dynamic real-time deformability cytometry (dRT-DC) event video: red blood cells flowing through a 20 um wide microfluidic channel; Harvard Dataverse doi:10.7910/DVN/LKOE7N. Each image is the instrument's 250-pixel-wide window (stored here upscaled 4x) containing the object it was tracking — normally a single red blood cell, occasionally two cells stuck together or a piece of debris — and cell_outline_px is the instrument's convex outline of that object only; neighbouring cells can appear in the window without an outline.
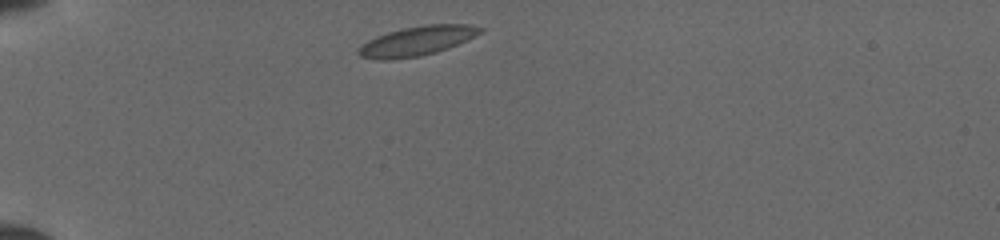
{"species": "common noctule bat (a hibernating species)", "species_latin": "Nyctalus noctula", "temperature_condition": "cold", "stored_images_in_passage": 15, "camera_frame_rate_fps": 3000, "um_per_image_px": 0.085, "animal": {"sex": "female", "body_mass_g": 19.5, "forearm_length_mm": 54.1}, "frame": {"image": 1, "passage_image": 1, "time_ms": 0.0, "image_size_px": [1000, 240], "cell_outline_px": [[484, 32], [448, 48], [436, 52], [420, 56], [388, 60], [376, 60], [360, 56], [356, 52], [368, 40], [376, 36], [388, 32], [404, 28], [424, 24], [468, 24], [484, 28]], "centroid_in_image_um": [35.46, 3.48], "position_along_channel_um": 49.5, "area_um2": 20.87}}
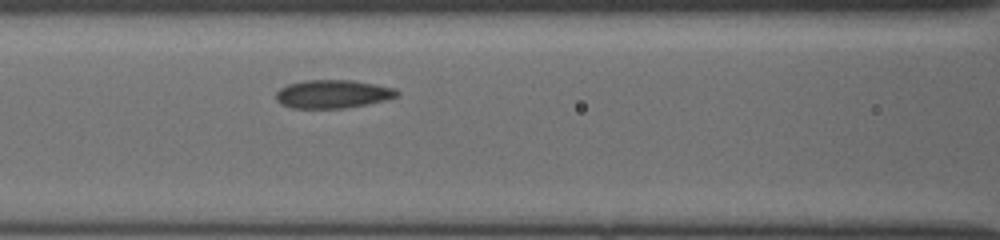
{"frame": {"image": 2, "passage_image": 9, "time_ms": 3.0, "image_size_px": [1000, 240], "cell_outline_px": [[400, 92], [396, 96], [384, 100], [368, 104], [344, 108], [292, 108], [280, 104], [276, 100], [276, 92], [280, 88], [288, 84], [304, 80], [352, 80], [376, 84], [396, 88]], "centroid_in_image_um": [28.27, 7.99], "position_along_channel_um": 138.3, "area_um2": 20.06}}
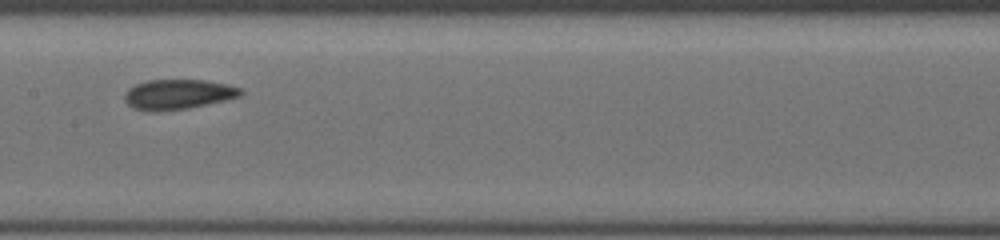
{"frame": {"image": 3, "passage_image": 13, "time_ms": 4.333, "image_size_px": [1000, 240], "cell_outline_px": [[244, 92], [240, 96], [224, 100], [188, 108], [160, 112], [148, 112], [132, 108], [124, 100], [124, 92], [128, 88], [136, 84], [148, 80], [204, 80], [228, 84], [244, 88]], "centroid_in_image_um": [15.11, 8.02], "position_along_channel_um": 192.3, "area_um2": 20.58}}